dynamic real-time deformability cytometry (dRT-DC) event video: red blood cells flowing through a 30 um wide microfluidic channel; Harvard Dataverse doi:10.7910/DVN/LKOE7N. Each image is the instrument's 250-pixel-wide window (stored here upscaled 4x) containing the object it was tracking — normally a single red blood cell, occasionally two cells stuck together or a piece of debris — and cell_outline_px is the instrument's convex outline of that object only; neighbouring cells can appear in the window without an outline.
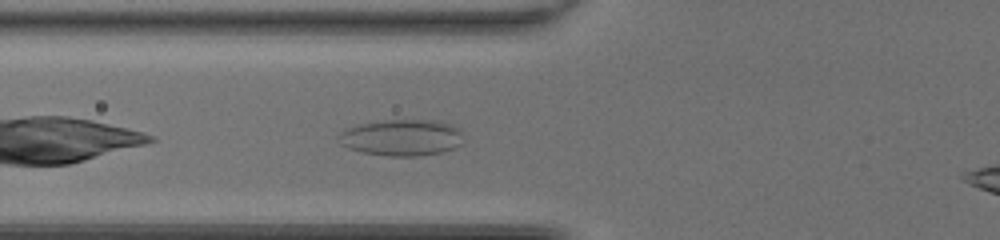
{"species": "common noctule bat (a hibernating species)", "species_latin": "Nyctalus noctula", "temperature_condition": "room temperature", "stored_images_in_passage": 28, "camera_frame_rate_fps": 3000, "um_per_image_px": 0.085, "animal": {"sex": "female", "body_mass_g": 20.0, "forearm_length_mm": 54.0}, "frame": {"image": 1, "passage_image": 4, "time_ms": 1.0, "image_size_px": [1000, 240], "cell_outline_px": [[460, 144], [452, 148], [440, 152], [416, 156], [388, 156], [360, 152], [348, 148], [340, 144], [336, 136], [340, 132], [348, 128], [360, 124], [380, 120], [436, 120], [452, 124], [460, 128]], "centroid_in_image_um": [34.09, 11.68], "position_along_channel_um": 91.7, "area_um2": 26.47}}
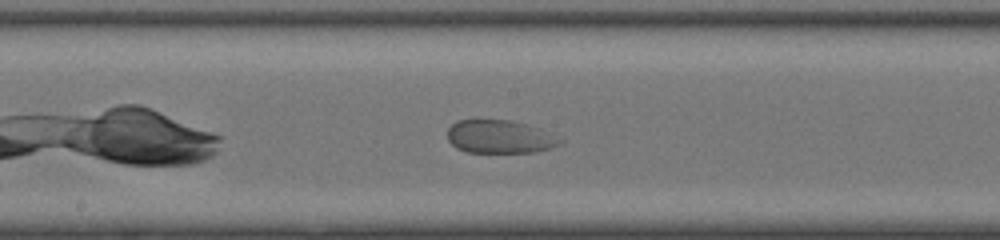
{"frame": {"image": 2, "passage_image": 12, "time_ms": 3.667, "image_size_px": [1000, 240], "cell_outline_px": [[564, 140], [560, 144], [552, 148], [532, 152], [468, 152], [456, 148], [448, 140], [448, 128], [456, 120], [508, 120], [540, 128]], "centroid_in_image_um": [42.47, 11.62], "position_along_channel_um": 205.7, "area_um2": 21.68}}
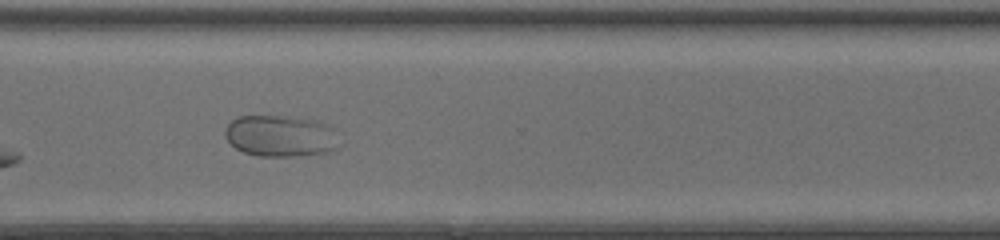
{"frame": {"image": 3, "passage_image": 22, "time_ms": 7.0, "image_size_px": [1000, 240], "cell_outline_px": [[336, 148], [324, 152], [296, 156], [260, 156], [244, 152], [236, 148], [224, 136], [224, 128], [236, 116], [288, 116], [320, 120], [328, 124], [332, 128]], "centroid_in_image_um": [23.77, 11.53], "position_along_channel_um": 346.8, "area_um2": 27.4}}